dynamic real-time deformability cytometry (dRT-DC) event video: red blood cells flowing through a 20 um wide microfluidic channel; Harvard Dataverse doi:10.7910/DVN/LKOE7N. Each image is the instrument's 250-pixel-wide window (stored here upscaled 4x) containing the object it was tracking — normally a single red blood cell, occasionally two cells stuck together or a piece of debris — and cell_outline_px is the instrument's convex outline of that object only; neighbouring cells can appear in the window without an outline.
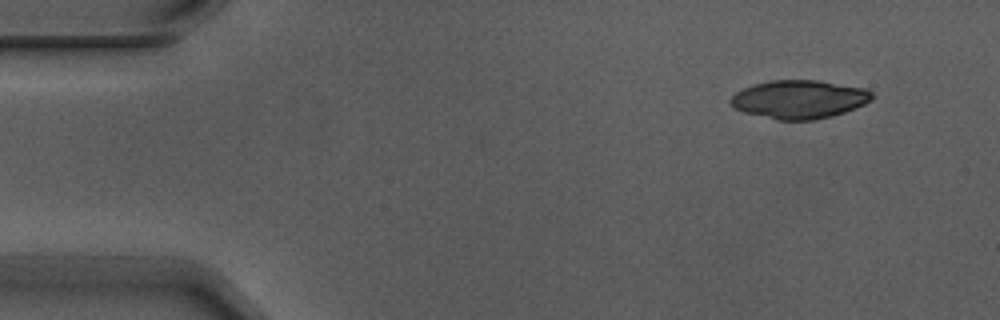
{"species": "Egyptian fruit bat (a non-hibernating species)", "species_latin": "Rousettus aegyptiacus", "temperature_condition": "warm", "stored_images_in_passage": 4, "camera_frame_rate_fps": 3000, "um_per_image_px": 0.085, "animal": {"sex": "male"}, "frame": {"image": 1, "passage_image": 1, "time_ms": 0.0, "image_size_px": [1000, 320], "cell_outline_px": [[876, 96], [872, 100], [864, 104], [844, 112], [832, 116], [812, 120], [776, 120], [744, 112], [736, 108], [728, 100], [736, 92], [744, 88], [756, 84], [772, 80], [820, 80], [864, 88], [872, 92]], "centroid_in_image_um": [67.96, 8.44], "position_along_channel_um": 17.0, "area_um2": 31.62}}